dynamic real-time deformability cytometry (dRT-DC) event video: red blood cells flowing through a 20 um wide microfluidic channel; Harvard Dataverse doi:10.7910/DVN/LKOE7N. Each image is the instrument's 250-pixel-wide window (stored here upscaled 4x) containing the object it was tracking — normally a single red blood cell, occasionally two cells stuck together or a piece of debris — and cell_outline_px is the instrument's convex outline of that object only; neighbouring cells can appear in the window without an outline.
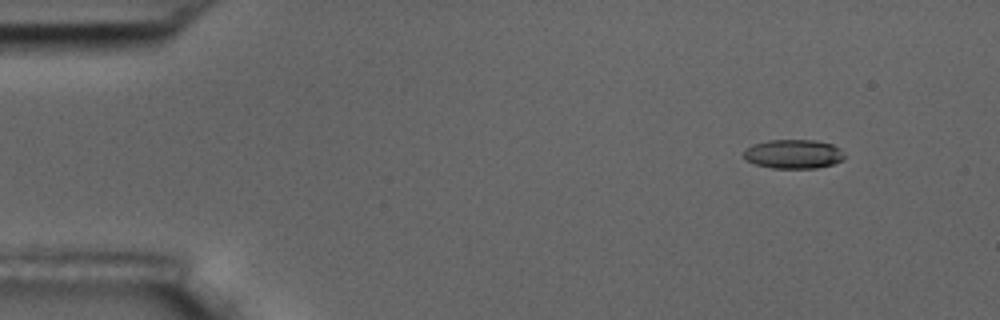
{"species": "common noctule bat (a hibernating species)", "species_latin": "Nyctalus noctula", "temperature_condition": "room temperature", "stored_images_in_passage": 6, "camera_frame_rate_fps": 3000, "um_per_image_px": 0.085, "animal": {"sex": "male", "body_mass_g": 17.5, "forearm_length_mm": 52.3}, "frame": {"image": 1, "passage_image": 2, "time_ms": 1.333, "image_size_px": [1000, 320], "cell_outline_px": [[844, 160], [832, 164], [816, 168], [772, 168], [756, 164], [748, 160], [744, 156], [744, 152], [752, 144], [768, 140], [816, 140], [832, 144], [840, 148], [844, 156]], "centroid_in_image_um": [67.47, 13.08], "position_along_channel_um": 17.5, "area_um2": 16.99}}